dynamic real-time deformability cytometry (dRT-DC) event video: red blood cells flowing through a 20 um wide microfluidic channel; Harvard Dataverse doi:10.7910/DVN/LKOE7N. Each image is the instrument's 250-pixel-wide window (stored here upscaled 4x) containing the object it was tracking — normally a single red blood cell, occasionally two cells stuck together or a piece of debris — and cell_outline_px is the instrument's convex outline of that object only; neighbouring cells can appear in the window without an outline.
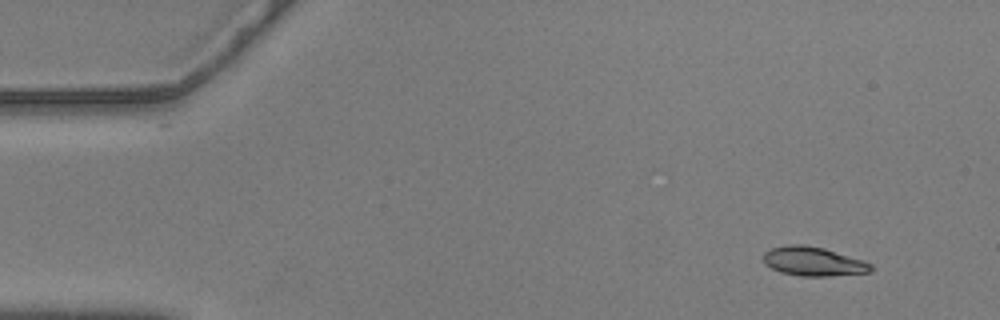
{"species": "common noctule bat (a hibernating species)", "species_latin": "Nyctalus noctula", "temperature_condition": "warm", "stored_images_in_passage": 53, "camera_frame_rate_fps": 3000, "um_per_image_px": 0.085, "animal": {"sex": "male", "body_mass_g": 20.5, "forearm_length_mm": 52.5}, "frame": {"image": 1, "passage_image": 1, "time_ms": 0.0, "image_size_px": [1000, 320], "cell_outline_px": [[872, 272], [828, 276], [800, 276], [780, 272], [764, 264], [764, 252], [772, 248], [788, 244], [804, 244], [824, 248], [864, 260], [872, 264]], "centroid_in_image_um": [69.14, 22.22], "position_along_channel_um": 15.9, "area_um2": 18.32}}
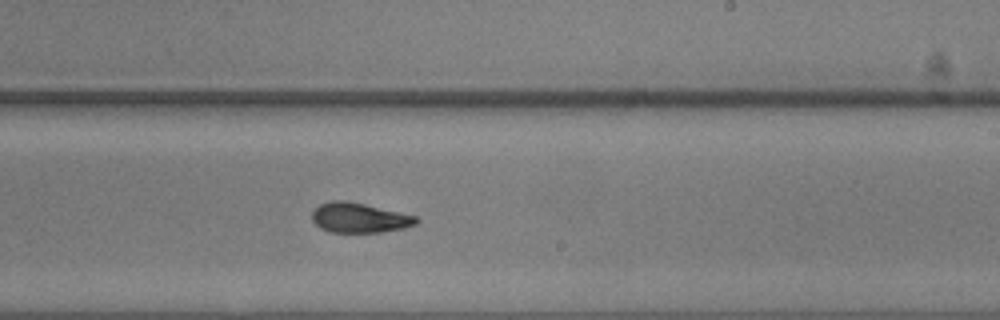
{"frame": {"image": 2, "passage_image": 30, "time_ms": 9.667, "image_size_px": [1000, 320], "cell_outline_px": [[420, 220], [416, 224], [404, 228], [380, 232], [332, 232], [320, 228], [312, 220], [312, 212], [320, 204], [332, 200], [348, 200], [416, 216]], "centroid_in_image_um": [30.54, 18.5], "position_along_channel_um": 258.5, "area_um2": 18.09}}
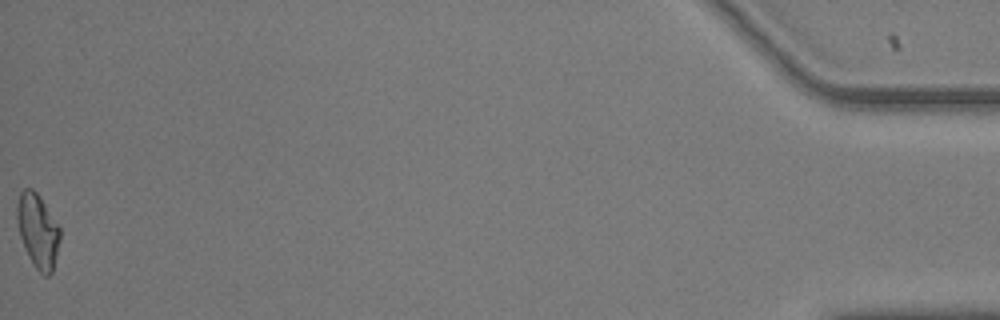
{"frame": {"image": 3, "passage_image": 53, "time_ms": 17.333, "image_size_px": [1000, 320], "cell_outline_px": [[60, 240], [52, 272], [48, 276], [44, 276], [36, 268], [28, 256], [24, 248], [20, 236], [16, 216], [16, 204], [20, 192], [24, 188], [32, 188], [36, 192], [60, 228]], "centroid_in_image_um": [3.19, 19.62], "position_along_channel_um": 432.0, "area_um2": 18.38}, "authors_computed_cell_mechanics": {"area_um2": 18.3226, "velocity_mm_per_s": 3.5777, "shape_relaxation_time_tau1_ms": 10.9598, "shape_relaxation_time_tau2_ms": 2.372, "deformation_change_tau1": 0.2344, "deformation_change_tau2": 0.0867}}